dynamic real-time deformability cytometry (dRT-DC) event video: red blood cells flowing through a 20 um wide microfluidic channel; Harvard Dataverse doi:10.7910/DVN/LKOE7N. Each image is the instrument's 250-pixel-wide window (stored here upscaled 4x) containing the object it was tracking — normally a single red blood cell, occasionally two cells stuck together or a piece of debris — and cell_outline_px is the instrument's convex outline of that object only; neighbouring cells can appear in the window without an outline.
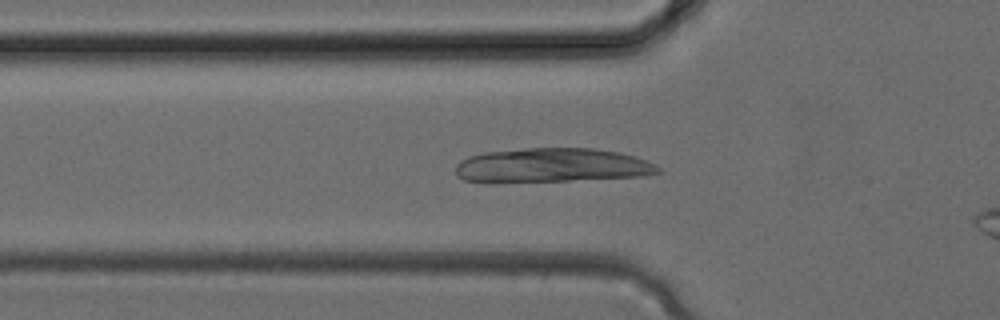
{"species": "common noctule bat (a hibernating species)", "species_latin": "Nyctalus noctula", "temperature_condition": "cold", "stored_images_in_passage": 4, "camera_frame_rate_fps": 3000, "um_per_image_px": 0.085, "animal": {"sex": "female", "body_mass_g": 24.6, "forearm_length_mm": 56.2}, "frame": {"image": 1, "passage_image": 4, "time_ms": 1.0, "image_size_px": [1000, 320], "cell_outline_px": [[660, 172], [644, 176], [496, 184], [464, 180], [456, 176], [456, 164], [460, 160], [468, 156], [484, 152], [524, 148], [592, 148], [620, 152], [636, 156], [656, 164], [660, 168]], "centroid_in_image_um": [46.85, 14.07], "position_along_channel_um": 79.0, "area_um2": 41.21}}